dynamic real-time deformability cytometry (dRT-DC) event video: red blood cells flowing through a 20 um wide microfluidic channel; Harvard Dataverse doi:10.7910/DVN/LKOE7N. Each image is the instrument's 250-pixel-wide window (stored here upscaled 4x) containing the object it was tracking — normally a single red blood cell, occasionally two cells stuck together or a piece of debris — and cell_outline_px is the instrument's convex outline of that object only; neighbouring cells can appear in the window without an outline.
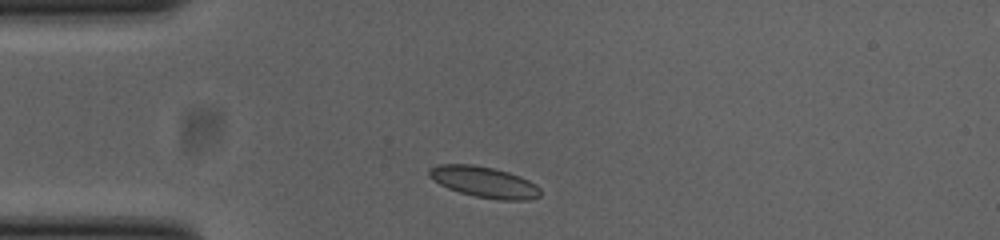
{"species": "common noctule bat (a hibernating species)", "species_latin": "Nyctalus noctula", "temperature_condition": "cold", "stored_images_in_passage": 33, "camera_frame_rate_fps": 3000, "um_per_image_px": 0.085, "animal": {"sex": "female", "body_mass_g": 23.0, "forearm_length_mm": 53.4}, "frame": {"image": 1, "passage_image": 1, "time_ms": 0.0, "image_size_px": [1000, 240], "cell_outline_px": [[540, 196], [528, 200], [500, 200], [476, 196], [460, 192], [448, 188], [440, 184], [428, 176], [428, 168], [436, 164], [472, 164], [492, 168], [508, 172], [520, 176], [536, 184], [540, 188]], "centroid_in_image_um": [41.14, 15.46], "position_along_channel_um": 43.9, "area_um2": 20.06}}
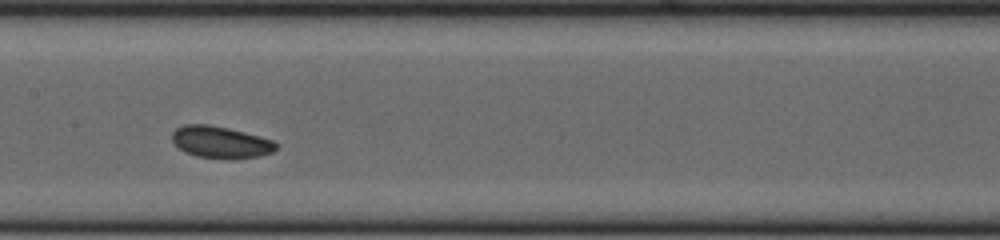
{"frame": {"image": 2, "passage_image": 14, "time_ms": 4.333, "image_size_px": [1000, 240], "cell_outline_px": [[280, 144], [272, 152], [256, 156], [232, 160], [196, 156], [184, 152], [172, 140], [172, 132], [176, 128], [184, 124], [208, 124], [228, 128], [272, 140]], "centroid_in_image_um": [18.73, 12.09], "position_along_channel_um": 188.7, "area_um2": 19.31}}
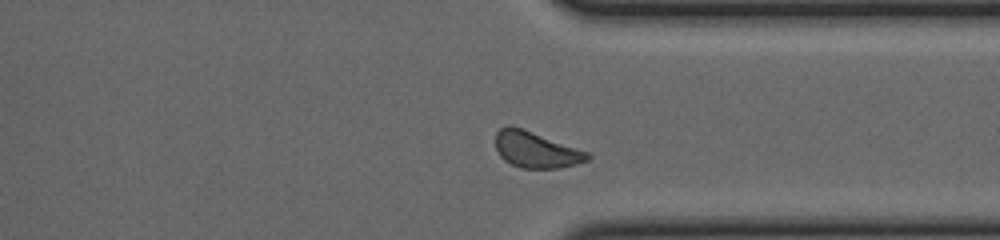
{"frame": {"image": 3, "passage_image": 28, "time_ms": 9.0, "image_size_px": [1000, 240], "cell_outline_px": [[592, 156], [588, 160], [576, 164], [560, 168], [524, 168], [512, 164], [504, 160], [500, 156], [496, 148], [496, 132], [500, 128], [508, 124], [512, 124], [588, 152]], "centroid_in_image_um": [45.54, 12.71], "position_along_channel_um": 365.9, "area_um2": 19.36}, "authors_computed_cell_mechanics": {"area_um2": 19.1318, "velocity_mm_per_s": 3.8015, "shape_relaxation_time_tau1_ms": null, "shape_relaxation_time_tau2_ms": 1.7128, "deformation_change_tau1": null, "deformation_change_tau2": 0.0594}}